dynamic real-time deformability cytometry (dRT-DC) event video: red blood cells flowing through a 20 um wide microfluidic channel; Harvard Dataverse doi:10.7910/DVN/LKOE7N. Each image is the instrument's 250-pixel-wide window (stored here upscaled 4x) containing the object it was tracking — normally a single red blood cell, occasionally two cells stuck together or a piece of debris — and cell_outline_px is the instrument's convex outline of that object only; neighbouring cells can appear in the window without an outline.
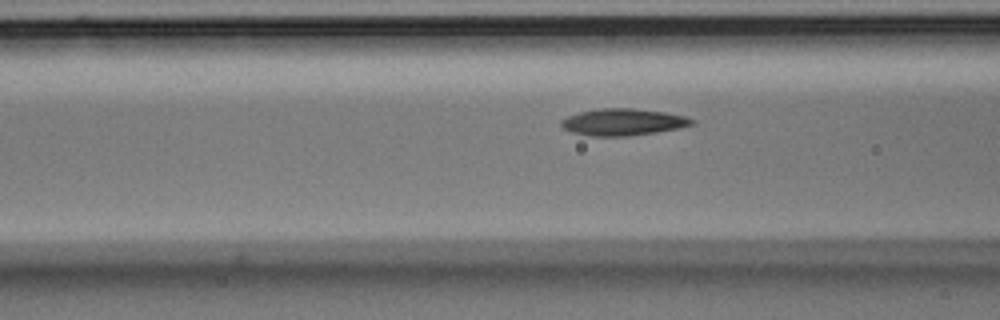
{"species": "Egyptian fruit bat (a non-hibernating species)", "species_latin": "Rousettus aegyptiacus", "temperature_condition": "room temperature", "stored_images_in_passage": 16, "camera_frame_rate_fps": 3000, "um_per_image_px": 0.085, "animal": {"sex": "male"}, "frame": {"image": 1, "passage_image": 14, "time_ms": 4.333, "image_size_px": [1000, 320], "cell_outline_px": [[696, 124], [680, 128], [656, 132], [628, 136], [592, 136], [572, 132], [564, 128], [560, 124], [560, 120], [568, 116], [580, 112], [596, 108], [632, 108], [664, 112], [684, 116], [696, 120]], "centroid_in_image_um": [52.98, 10.37], "position_along_channel_um": 113.6, "area_um2": 20.46}}